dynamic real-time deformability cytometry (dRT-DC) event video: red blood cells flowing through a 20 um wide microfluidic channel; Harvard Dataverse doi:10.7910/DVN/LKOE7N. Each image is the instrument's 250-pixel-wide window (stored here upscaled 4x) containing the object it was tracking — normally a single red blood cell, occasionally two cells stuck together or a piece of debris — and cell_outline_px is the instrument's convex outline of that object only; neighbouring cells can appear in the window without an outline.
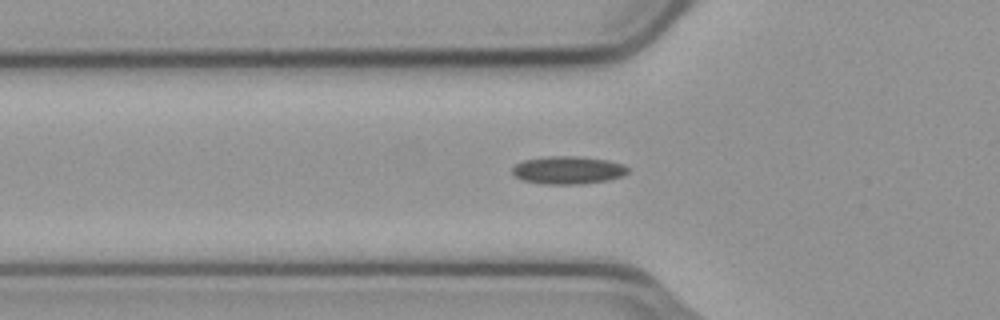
{"species": "common noctule bat (a hibernating species)", "species_latin": "Nyctalus noctula", "temperature_condition": "cold", "stored_images_in_passage": 48, "camera_frame_rate_fps": 3000, "um_per_image_px": 0.085, "animal": {"sex": "male", "body_mass_g": 23.1, "forearm_length_mm": 52.7}, "frame": {"image": 1, "passage_image": 18, "time_ms": 5.667, "image_size_px": [1000, 320], "cell_outline_px": [[628, 172], [624, 176], [608, 180], [580, 184], [540, 184], [524, 180], [516, 176], [512, 172], [512, 168], [516, 164], [524, 160], [548, 156], [576, 156], [608, 160], [624, 164], [628, 168]], "centroid_in_image_um": [48.31, 14.46], "position_along_channel_um": 77.5, "area_um2": 18.79}}
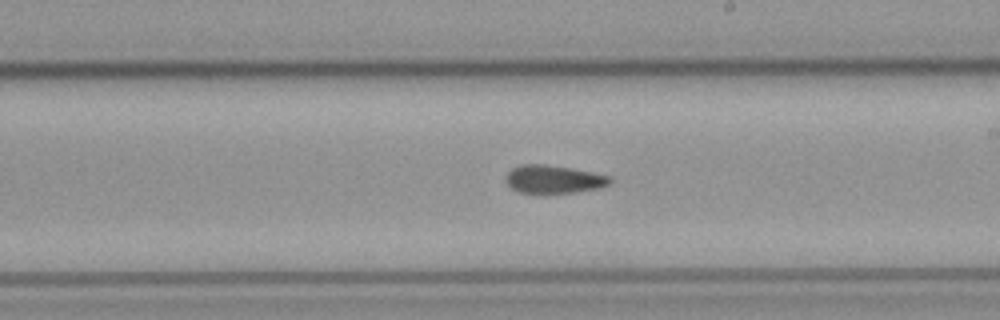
{"frame": {"image": 2, "passage_image": 31, "time_ms": 10.0, "image_size_px": [1000, 320], "cell_outline_px": [[612, 180], [608, 184], [600, 188], [576, 192], [544, 196], [520, 192], [512, 188], [504, 180], [504, 176], [512, 168], [520, 164], [544, 164], [572, 168], [612, 176]], "centroid_in_image_um": [47.03, 15.27], "position_along_channel_um": 242.0, "area_um2": 17.8}}
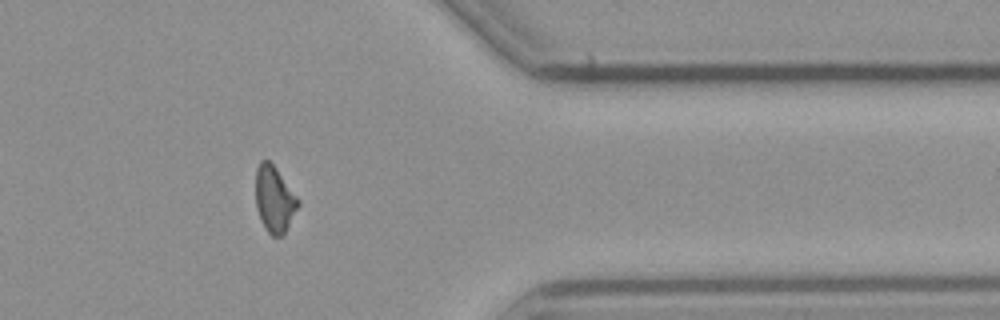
{"frame": {"image": 3, "passage_image": 44, "time_ms": 14.333, "image_size_px": [1000, 320], "cell_outline_px": [[300, 204], [284, 236], [272, 236], [268, 232], [260, 220], [256, 208], [256, 168], [260, 160], [268, 160], [276, 168], [300, 200]], "centroid_in_image_um": [23.33, 16.96], "position_along_channel_um": 388.1, "area_um2": 16.53}, "authors_computed_cell_mechanics": {"area_um2": 17.34, "velocity_mm_per_s": 3.7601, "shape_relaxation_time_tau1_ms": null, "shape_relaxation_time_tau2_ms": 7.4962, "deformation_change_tau1": null, "deformation_change_tau2": 0.1464}}